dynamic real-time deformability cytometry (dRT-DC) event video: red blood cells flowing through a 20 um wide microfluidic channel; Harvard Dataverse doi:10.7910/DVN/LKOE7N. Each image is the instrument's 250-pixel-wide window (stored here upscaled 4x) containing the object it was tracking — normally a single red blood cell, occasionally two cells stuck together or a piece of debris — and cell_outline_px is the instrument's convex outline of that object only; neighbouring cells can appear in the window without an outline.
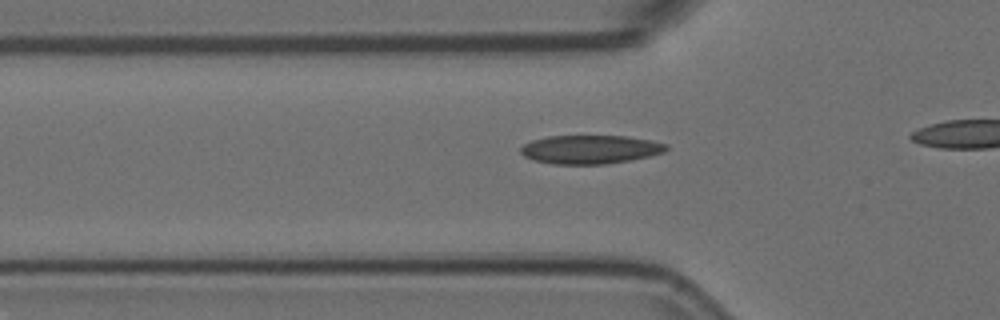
{"species": "Egyptian fruit bat (a non-hibernating species)", "species_latin": "Rousettus aegyptiacus", "temperature_condition": "room temperature", "stored_images_in_passage": 11, "camera_frame_rate_fps": 3000, "um_per_image_px": 0.085, "animal": {"sex": "female"}, "frame": {"image": 1, "passage_image": 5, "time_ms": 1.333, "image_size_px": [1000, 320], "cell_outline_px": [[668, 148], [664, 152], [632, 160], [604, 164], [552, 164], [536, 160], [524, 156], [520, 152], [520, 148], [524, 144], [532, 140], [548, 136], [624, 136], [652, 140], [668, 144]], "centroid_in_image_um": [50.18, 12.7], "position_along_channel_um": 75.6, "area_um2": 24.28}}
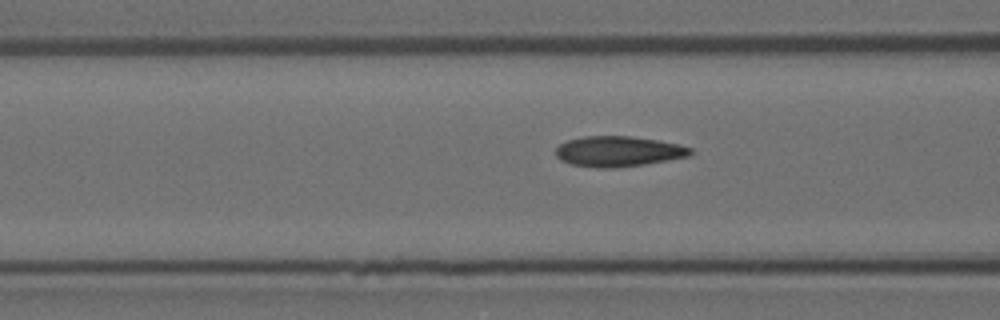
{"frame": {"image": 2, "passage_image": 8, "time_ms": 2.333, "image_size_px": [1000, 320], "cell_outline_px": [[692, 152], [688, 156], [668, 160], [644, 164], [612, 168], [596, 168], [572, 164], [560, 160], [556, 156], [556, 148], [560, 144], [568, 140], [584, 136], [628, 136], [656, 140], [680, 144], [692, 148]], "centroid_in_image_um": [52.54, 12.87], "position_along_channel_um": 114.1, "area_um2": 23.76}}